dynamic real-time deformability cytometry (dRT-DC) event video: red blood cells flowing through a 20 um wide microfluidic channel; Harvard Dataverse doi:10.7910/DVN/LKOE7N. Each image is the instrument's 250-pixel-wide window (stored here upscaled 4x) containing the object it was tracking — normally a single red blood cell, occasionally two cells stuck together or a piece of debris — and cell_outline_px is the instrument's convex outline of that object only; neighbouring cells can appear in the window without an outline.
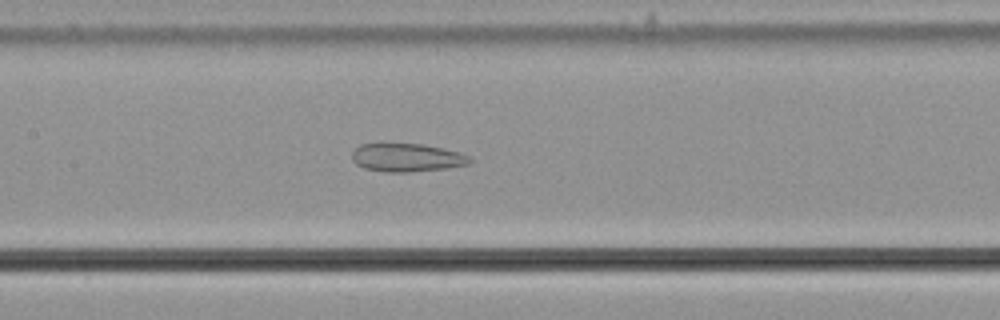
{"species": "common noctule bat (a hibernating species)", "species_latin": "Nyctalus noctula", "temperature_condition": "cold", "stored_images_in_passage": 49, "camera_frame_rate_fps": 3000, "um_per_image_px": 0.085, "animal": {"sex": "male", "body_mass_g": 21.5, "forearm_length_mm": 52.0}, "frame": {"image": 1, "passage_image": 27, "time_ms": 8.667, "image_size_px": [1000, 320], "cell_outline_px": [[472, 160], [468, 164], [444, 168], [408, 172], [384, 172], [364, 168], [356, 164], [352, 160], [352, 152], [360, 144], [420, 144], [460, 152], [468, 156]], "centroid_in_image_um": [34.54, 13.4], "position_along_channel_um": 172.9, "area_um2": 19.13}}
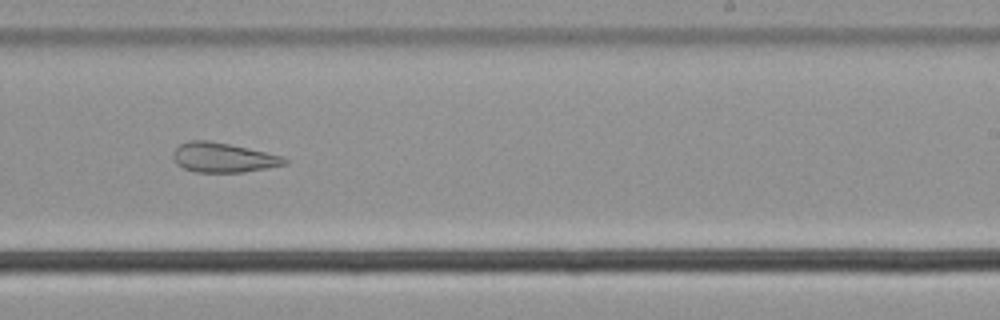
{"frame": {"image": 2, "passage_image": 35, "time_ms": 11.333, "image_size_px": [1000, 320], "cell_outline_px": [[288, 164], [268, 168], [244, 172], [196, 172], [184, 168], [176, 164], [172, 156], [172, 152], [180, 144], [188, 140], [208, 140], [228, 144], [264, 152], [280, 156], [288, 160]], "centroid_in_image_um": [18.93, 13.4], "position_along_channel_um": 270.1, "area_um2": 19.13}}
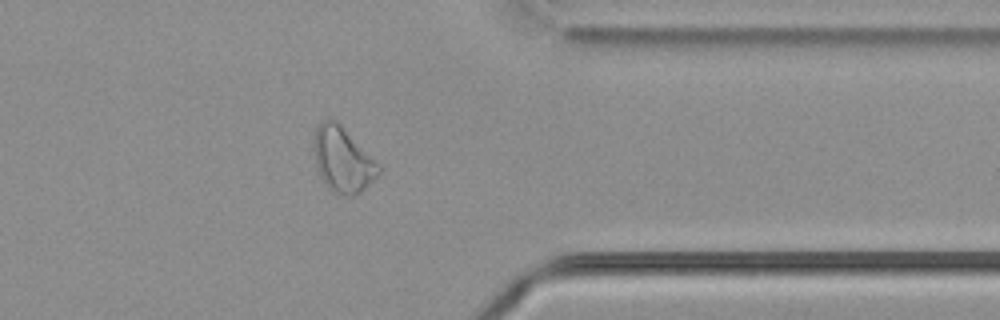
{"frame": {"image": 3, "passage_image": 45, "time_ms": 14.667, "image_size_px": [1000, 320], "cell_outline_px": [[380, 172], [360, 192], [352, 196], [344, 196], [332, 192], [328, 188], [316, 172], [312, 144], [312, 140], [316, 128], [324, 120], [336, 120], [380, 164]], "centroid_in_image_um": [29.08, 13.59], "position_along_channel_um": 382.3, "area_um2": 24.74}, "authors_computed_cell_mechanics": {"area_um2": 24.7384, "velocity_mm_per_s": 3.6524, "shape_relaxation_time_tau1_ms": null, "shape_relaxation_time_tau2_ms": 4.8072, "deformation_change_tau1": null, "deformation_change_tau2": 0.1445}}